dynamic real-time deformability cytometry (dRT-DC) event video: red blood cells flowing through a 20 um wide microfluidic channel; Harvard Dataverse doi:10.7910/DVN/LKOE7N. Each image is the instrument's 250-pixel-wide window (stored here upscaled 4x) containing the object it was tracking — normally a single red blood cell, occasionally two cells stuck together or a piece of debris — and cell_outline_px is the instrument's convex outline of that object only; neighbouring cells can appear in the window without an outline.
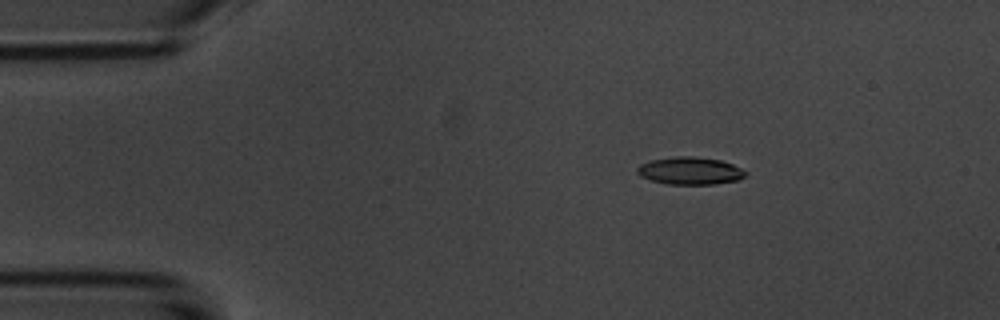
{"species": "common noctule bat (a hibernating species)", "species_latin": "Nyctalus noctula", "temperature_condition": "room temperature", "stored_images_in_passage": 4, "camera_frame_rate_fps": 3000, "um_per_image_px": 0.085, "animal": {"sex": "male", "body_mass_g": 20.1, "forearm_length_mm": 53.5}, "frame": {"image": 1, "passage_image": 2, "time_ms": 1.0, "image_size_px": [1000, 320], "cell_outline_px": [[748, 172], [740, 180], [716, 184], [668, 184], [652, 180], [640, 176], [636, 172], [636, 168], [640, 164], [652, 160], [676, 156], [696, 156], [720, 160], [732, 164]], "centroid_in_image_um": [58.66, 14.52], "position_along_channel_um": 26.3, "area_um2": 17.4}}